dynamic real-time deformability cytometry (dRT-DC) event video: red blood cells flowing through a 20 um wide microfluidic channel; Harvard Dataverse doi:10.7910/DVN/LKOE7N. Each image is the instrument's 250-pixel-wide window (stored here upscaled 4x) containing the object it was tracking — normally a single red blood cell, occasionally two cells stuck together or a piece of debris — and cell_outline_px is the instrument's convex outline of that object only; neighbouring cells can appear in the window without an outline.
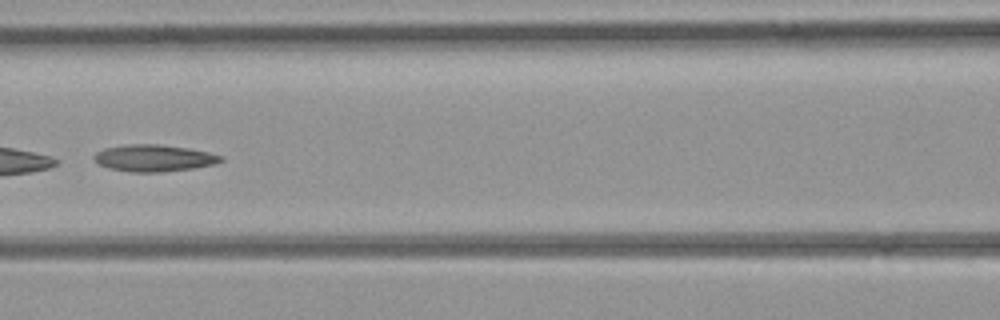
{"species": "common noctule bat (a hibernating species)", "species_latin": "Nyctalus noctula", "temperature_condition": "room temperature", "stored_images_in_passage": 34, "camera_frame_rate_fps": 3000, "um_per_image_px": 0.085, "animal": {"sex": "female", "body_mass_g": 21.9}, "frame": {"image": 1, "passage_image": 10, "time_ms": 3.0, "image_size_px": [1000, 320], "cell_outline_px": [[224, 160], [216, 164], [192, 168], [164, 172], [132, 172], [108, 168], [100, 164], [92, 156], [96, 152], [104, 148], [128, 144], [156, 144], [188, 148], [208, 152], [224, 156]], "centroid_in_image_um": [13.1, 13.44], "position_along_channel_um": 153.5, "area_um2": 19.83}}
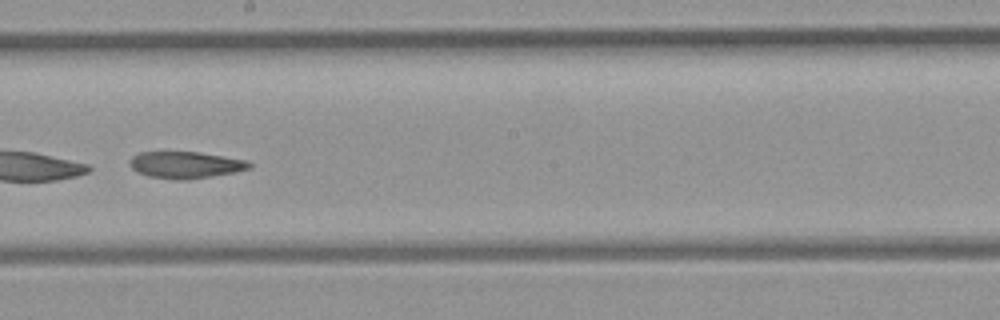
{"frame": {"image": 2, "passage_image": 15, "time_ms": 4.667, "image_size_px": [1000, 320], "cell_outline_px": [[252, 164], [248, 168], [236, 172], [188, 180], [176, 180], [148, 176], [132, 168], [128, 160], [132, 156], [140, 152], [200, 152], [248, 160]], "centroid_in_image_um": [15.78, 14.01], "position_along_channel_um": 232.4, "area_um2": 18.67}}